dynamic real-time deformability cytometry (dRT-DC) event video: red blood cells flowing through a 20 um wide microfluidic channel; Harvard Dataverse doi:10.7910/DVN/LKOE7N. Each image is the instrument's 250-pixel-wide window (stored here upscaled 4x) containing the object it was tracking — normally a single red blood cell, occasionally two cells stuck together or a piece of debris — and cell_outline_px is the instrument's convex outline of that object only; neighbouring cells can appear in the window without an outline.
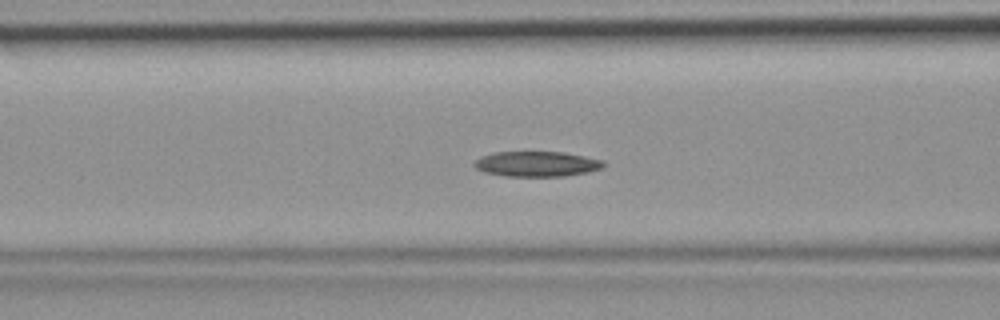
{"species": "common noctule bat (a hibernating species)", "species_latin": "Nyctalus noctula", "temperature_condition": "room temperature", "stored_images_in_passage": 40, "camera_frame_rate_fps": 3000, "um_per_image_px": 0.085, "animal": {"sex": "female", "body_mass_g": 19.9}, "frame": {"image": 1, "passage_image": 11, "time_ms": 3.333, "image_size_px": [1000, 320], "cell_outline_px": [[608, 164], [604, 168], [588, 172], [564, 176], [504, 176], [484, 172], [476, 168], [472, 164], [480, 156], [492, 152], [564, 152], [604, 160]], "centroid_in_image_um": [45.65, 13.93], "position_along_channel_um": 120.9, "area_um2": 19.25}}
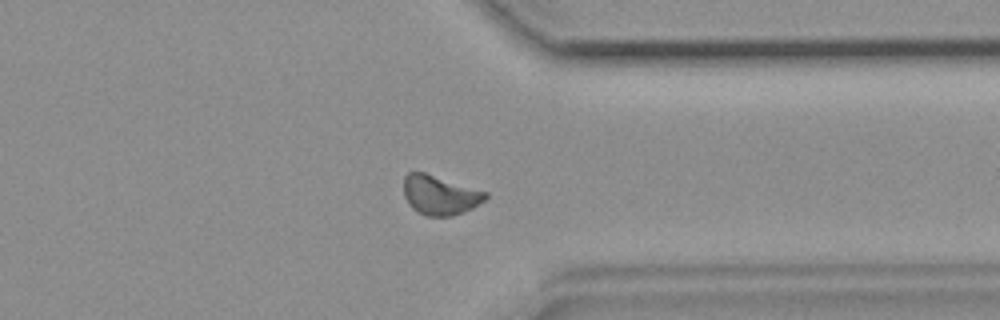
{"frame": {"image": 2, "passage_image": 29, "time_ms": 9.333, "image_size_px": [1000, 320], "cell_outline_px": [[488, 196], [484, 200], [472, 208], [464, 212], [452, 216], [424, 216], [412, 208], [408, 204], [404, 196], [404, 176], [408, 172], [424, 172], [488, 192]], "centroid_in_image_um": [37.37, 16.58], "position_along_channel_um": 374.0, "area_um2": 18.84}}
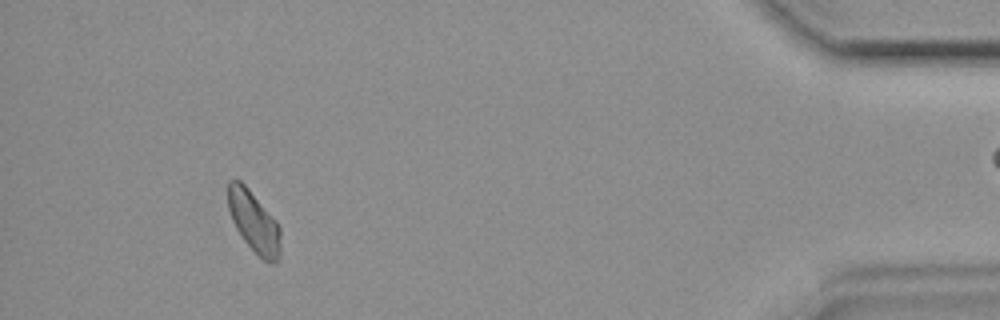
{"frame": {"image": 3, "passage_image": 36, "time_ms": 11.667, "image_size_px": [1000, 320], "cell_outline_px": [[280, 256], [272, 264], [268, 264], [244, 240], [236, 228], [232, 220], [228, 208], [228, 180], [240, 180], [248, 188], [276, 220], [280, 228]], "centroid_in_image_um": [21.59, 18.85], "position_along_channel_um": 413.6, "area_um2": 18.55}}